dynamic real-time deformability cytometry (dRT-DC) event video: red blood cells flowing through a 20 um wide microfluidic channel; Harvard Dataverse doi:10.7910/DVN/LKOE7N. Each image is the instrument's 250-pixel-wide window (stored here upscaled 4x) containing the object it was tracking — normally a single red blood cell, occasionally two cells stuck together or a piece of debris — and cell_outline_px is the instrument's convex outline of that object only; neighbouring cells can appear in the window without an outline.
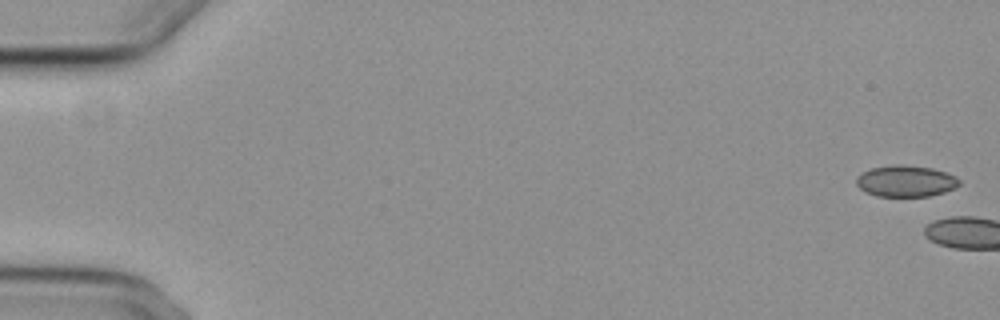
{"species": "common noctule bat (a hibernating species)", "species_latin": "Nyctalus noctula", "temperature_condition": "cold", "stored_images_in_passage": 7, "camera_frame_rate_fps": 3000, "um_per_image_px": 0.085, "animal": {"sex": "female", "body_mass_g": 29.2, "forearm_length_mm": 56.3}, "frame": {"image": 1, "passage_image": 1, "time_ms": 0.0, "image_size_px": [1000, 320], "cell_outline_px": [[960, 184], [956, 188], [944, 192], [928, 196], [876, 196], [864, 192], [856, 184], [856, 176], [872, 168], [932, 168], [956, 176], [960, 180]], "centroid_in_image_um": [77.01, 15.46], "position_along_channel_um": 8.0, "area_um2": 17.92}}